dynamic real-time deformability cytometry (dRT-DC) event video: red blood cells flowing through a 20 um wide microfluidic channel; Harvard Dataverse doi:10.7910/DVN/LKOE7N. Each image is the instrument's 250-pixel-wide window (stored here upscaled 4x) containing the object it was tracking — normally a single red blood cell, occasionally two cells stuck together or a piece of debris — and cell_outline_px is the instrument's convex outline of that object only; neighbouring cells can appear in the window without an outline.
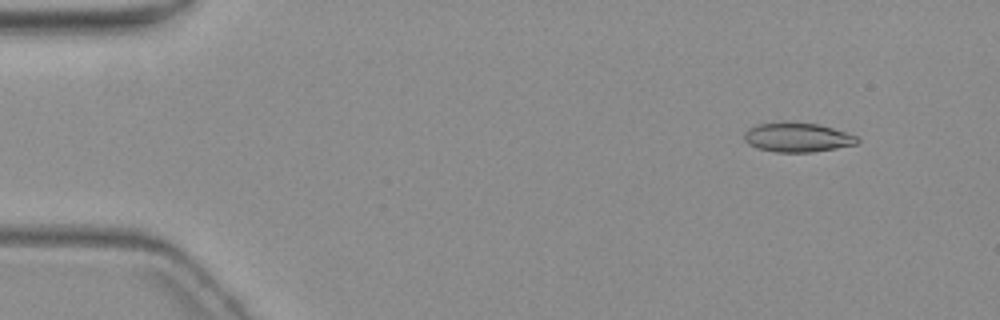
{"species": "common noctule bat (a hibernating species)", "species_latin": "Nyctalus noctula", "temperature_condition": "warm", "stored_images_in_passage": 4, "camera_frame_rate_fps": 3000, "um_per_image_px": 0.085, "animal": {"sex": "female", "body_mass_g": 19.3, "forearm_length_mm": 54.1}, "frame": {"image": 1, "passage_image": 2, "time_ms": 1.333, "image_size_px": [1000, 320], "cell_outline_px": [[860, 140], [856, 144], [836, 148], [812, 152], [776, 152], [756, 148], [748, 144], [744, 140], [744, 132], [748, 128], [756, 124], [784, 120], [820, 124], [856, 136]], "centroid_in_image_um": [67.71, 11.65], "position_along_channel_um": 17.3, "area_um2": 19.71}}
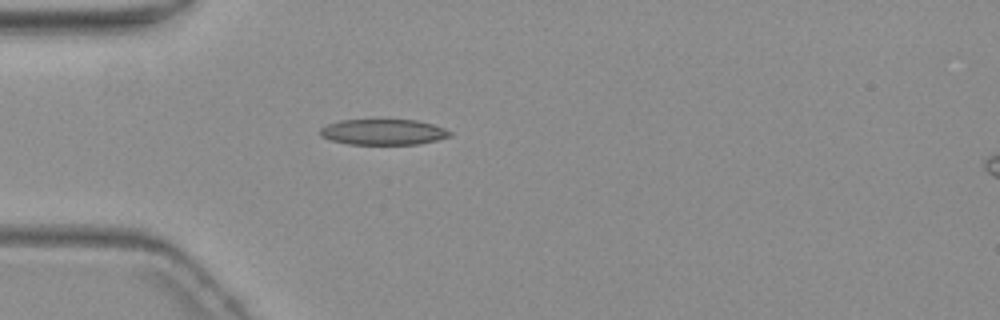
{"frame": {"image": 2, "passage_image": 4, "time_ms": 5.0, "image_size_px": [1000, 320], "cell_outline_px": [[452, 136], [420, 144], [348, 144], [332, 140], [320, 136], [320, 128], [328, 124], [340, 120], [416, 120], [432, 124], [444, 128], [452, 132]], "centroid_in_image_um": [32.59, 11.22], "position_along_channel_um": 52.4, "area_um2": 19.36}}